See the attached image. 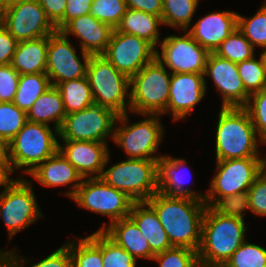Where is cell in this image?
Here are the masks:
<instances>
[{
  "label": "cell",
  "instance_id": "cell-47",
  "mask_svg": "<svg viewBox=\"0 0 266 267\" xmlns=\"http://www.w3.org/2000/svg\"><path fill=\"white\" fill-rule=\"evenodd\" d=\"M18 41L0 23V65L11 64Z\"/></svg>",
  "mask_w": 266,
  "mask_h": 267
},
{
  "label": "cell",
  "instance_id": "cell-30",
  "mask_svg": "<svg viewBox=\"0 0 266 267\" xmlns=\"http://www.w3.org/2000/svg\"><path fill=\"white\" fill-rule=\"evenodd\" d=\"M56 88L63 98L66 114L83 110L94 101L87 76L59 83Z\"/></svg>",
  "mask_w": 266,
  "mask_h": 267
},
{
  "label": "cell",
  "instance_id": "cell-33",
  "mask_svg": "<svg viewBox=\"0 0 266 267\" xmlns=\"http://www.w3.org/2000/svg\"><path fill=\"white\" fill-rule=\"evenodd\" d=\"M255 48L245 38L242 32L236 28L220 46L215 50V54L221 58L228 59L236 64L249 60L255 56Z\"/></svg>",
  "mask_w": 266,
  "mask_h": 267
},
{
  "label": "cell",
  "instance_id": "cell-21",
  "mask_svg": "<svg viewBox=\"0 0 266 267\" xmlns=\"http://www.w3.org/2000/svg\"><path fill=\"white\" fill-rule=\"evenodd\" d=\"M113 28L90 13L70 20L60 31L68 36L72 34L80 38V50L91 55H102L113 32Z\"/></svg>",
  "mask_w": 266,
  "mask_h": 267
},
{
  "label": "cell",
  "instance_id": "cell-48",
  "mask_svg": "<svg viewBox=\"0 0 266 267\" xmlns=\"http://www.w3.org/2000/svg\"><path fill=\"white\" fill-rule=\"evenodd\" d=\"M38 2L54 26L63 18L67 0H38Z\"/></svg>",
  "mask_w": 266,
  "mask_h": 267
},
{
  "label": "cell",
  "instance_id": "cell-13",
  "mask_svg": "<svg viewBox=\"0 0 266 267\" xmlns=\"http://www.w3.org/2000/svg\"><path fill=\"white\" fill-rule=\"evenodd\" d=\"M75 47L61 31H55L48 36L46 74L52 86L59 83L76 80L87 76V67L91 54L82 53V61L77 57Z\"/></svg>",
  "mask_w": 266,
  "mask_h": 267
},
{
  "label": "cell",
  "instance_id": "cell-6",
  "mask_svg": "<svg viewBox=\"0 0 266 267\" xmlns=\"http://www.w3.org/2000/svg\"><path fill=\"white\" fill-rule=\"evenodd\" d=\"M159 161L127 158L103 170L100 179L135 202L147 201L158 192Z\"/></svg>",
  "mask_w": 266,
  "mask_h": 267
},
{
  "label": "cell",
  "instance_id": "cell-52",
  "mask_svg": "<svg viewBox=\"0 0 266 267\" xmlns=\"http://www.w3.org/2000/svg\"><path fill=\"white\" fill-rule=\"evenodd\" d=\"M7 9L8 7L6 5L5 0H0V23H2Z\"/></svg>",
  "mask_w": 266,
  "mask_h": 267
},
{
  "label": "cell",
  "instance_id": "cell-3",
  "mask_svg": "<svg viewBox=\"0 0 266 267\" xmlns=\"http://www.w3.org/2000/svg\"><path fill=\"white\" fill-rule=\"evenodd\" d=\"M216 127V161L241 158H262L260 138L244 107H221Z\"/></svg>",
  "mask_w": 266,
  "mask_h": 267
},
{
  "label": "cell",
  "instance_id": "cell-19",
  "mask_svg": "<svg viewBox=\"0 0 266 267\" xmlns=\"http://www.w3.org/2000/svg\"><path fill=\"white\" fill-rule=\"evenodd\" d=\"M60 153L73 165L82 178H100L110 159L107 143L98 141L62 140ZM93 175V176H91Z\"/></svg>",
  "mask_w": 266,
  "mask_h": 267
},
{
  "label": "cell",
  "instance_id": "cell-15",
  "mask_svg": "<svg viewBox=\"0 0 266 267\" xmlns=\"http://www.w3.org/2000/svg\"><path fill=\"white\" fill-rule=\"evenodd\" d=\"M156 54L145 39L113 30L110 42L102 54L119 72L129 78L150 63Z\"/></svg>",
  "mask_w": 266,
  "mask_h": 267
},
{
  "label": "cell",
  "instance_id": "cell-25",
  "mask_svg": "<svg viewBox=\"0 0 266 267\" xmlns=\"http://www.w3.org/2000/svg\"><path fill=\"white\" fill-rule=\"evenodd\" d=\"M185 166H187V162L183 158L163 156L159 161L158 191L168 196H186L205 201L206 194L201 195V193L185 187L186 178L184 179L183 174L180 173L183 168L188 171Z\"/></svg>",
  "mask_w": 266,
  "mask_h": 267
},
{
  "label": "cell",
  "instance_id": "cell-22",
  "mask_svg": "<svg viewBox=\"0 0 266 267\" xmlns=\"http://www.w3.org/2000/svg\"><path fill=\"white\" fill-rule=\"evenodd\" d=\"M31 175L41 185L47 187L71 185L72 190L66 195L72 198L82 183V176L76 168L58 150L50 158L41 163Z\"/></svg>",
  "mask_w": 266,
  "mask_h": 267
},
{
  "label": "cell",
  "instance_id": "cell-39",
  "mask_svg": "<svg viewBox=\"0 0 266 267\" xmlns=\"http://www.w3.org/2000/svg\"><path fill=\"white\" fill-rule=\"evenodd\" d=\"M127 9L125 0H93L90 14L116 29Z\"/></svg>",
  "mask_w": 266,
  "mask_h": 267
},
{
  "label": "cell",
  "instance_id": "cell-31",
  "mask_svg": "<svg viewBox=\"0 0 266 267\" xmlns=\"http://www.w3.org/2000/svg\"><path fill=\"white\" fill-rule=\"evenodd\" d=\"M50 86L46 73L20 75L13 103L27 113L37 98Z\"/></svg>",
  "mask_w": 266,
  "mask_h": 267
},
{
  "label": "cell",
  "instance_id": "cell-53",
  "mask_svg": "<svg viewBox=\"0 0 266 267\" xmlns=\"http://www.w3.org/2000/svg\"><path fill=\"white\" fill-rule=\"evenodd\" d=\"M25 1H28V0H5L6 5H7L8 8L13 6V5L25 2Z\"/></svg>",
  "mask_w": 266,
  "mask_h": 267
},
{
  "label": "cell",
  "instance_id": "cell-29",
  "mask_svg": "<svg viewBox=\"0 0 266 267\" xmlns=\"http://www.w3.org/2000/svg\"><path fill=\"white\" fill-rule=\"evenodd\" d=\"M71 253L73 267H103L102 230L85 238L65 243Z\"/></svg>",
  "mask_w": 266,
  "mask_h": 267
},
{
  "label": "cell",
  "instance_id": "cell-36",
  "mask_svg": "<svg viewBox=\"0 0 266 267\" xmlns=\"http://www.w3.org/2000/svg\"><path fill=\"white\" fill-rule=\"evenodd\" d=\"M27 122V113L13 102H0V135L10 142Z\"/></svg>",
  "mask_w": 266,
  "mask_h": 267
},
{
  "label": "cell",
  "instance_id": "cell-42",
  "mask_svg": "<svg viewBox=\"0 0 266 267\" xmlns=\"http://www.w3.org/2000/svg\"><path fill=\"white\" fill-rule=\"evenodd\" d=\"M244 108L260 138V144H266V89L251 94Z\"/></svg>",
  "mask_w": 266,
  "mask_h": 267
},
{
  "label": "cell",
  "instance_id": "cell-20",
  "mask_svg": "<svg viewBox=\"0 0 266 267\" xmlns=\"http://www.w3.org/2000/svg\"><path fill=\"white\" fill-rule=\"evenodd\" d=\"M237 27L238 13L222 11L203 16L187 31L200 46L215 52Z\"/></svg>",
  "mask_w": 266,
  "mask_h": 267
},
{
  "label": "cell",
  "instance_id": "cell-37",
  "mask_svg": "<svg viewBox=\"0 0 266 267\" xmlns=\"http://www.w3.org/2000/svg\"><path fill=\"white\" fill-rule=\"evenodd\" d=\"M15 249L10 251H4L1 256L12 266V267H23L27 264L25 259L20 258L15 253ZM31 267H73L72 258L69 248L66 244L62 245L60 248L56 249L46 258L40 260L38 263L32 265Z\"/></svg>",
  "mask_w": 266,
  "mask_h": 267
},
{
  "label": "cell",
  "instance_id": "cell-49",
  "mask_svg": "<svg viewBox=\"0 0 266 267\" xmlns=\"http://www.w3.org/2000/svg\"><path fill=\"white\" fill-rule=\"evenodd\" d=\"M127 8L162 16L163 0H125Z\"/></svg>",
  "mask_w": 266,
  "mask_h": 267
},
{
  "label": "cell",
  "instance_id": "cell-55",
  "mask_svg": "<svg viewBox=\"0 0 266 267\" xmlns=\"http://www.w3.org/2000/svg\"><path fill=\"white\" fill-rule=\"evenodd\" d=\"M261 56H262L264 65L266 66V48L264 50H262Z\"/></svg>",
  "mask_w": 266,
  "mask_h": 267
},
{
  "label": "cell",
  "instance_id": "cell-14",
  "mask_svg": "<svg viewBox=\"0 0 266 267\" xmlns=\"http://www.w3.org/2000/svg\"><path fill=\"white\" fill-rule=\"evenodd\" d=\"M159 45L161 53L156 49L155 57L172 73L204 74L210 52L200 46L188 32L183 36L164 37Z\"/></svg>",
  "mask_w": 266,
  "mask_h": 267
},
{
  "label": "cell",
  "instance_id": "cell-46",
  "mask_svg": "<svg viewBox=\"0 0 266 267\" xmlns=\"http://www.w3.org/2000/svg\"><path fill=\"white\" fill-rule=\"evenodd\" d=\"M93 0H67L63 18L55 25L60 31L70 20L89 14Z\"/></svg>",
  "mask_w": 266,
  "mask_h": 267
},
{
  "label": "cell",
  "instance_id": "cell-40",
  "mask_svg": "<svg viewBox=\"0 0 266 267\" xmlns=\"http://www.w3.org/2000/svg\"><path fill=\"white\" fill-rule=\"evenodd\" d=\"M152 260L159 262V267H200L197 251L186 247H172L155 254Z\"/></svg>",
  "mask_w": 266,
  "mask_h": 267
},
{
  "label": "cell",
  "instance_id": "cell-43",
  "mask_svg": "<svg viewBox=\"0 0 266 267\" xmlns=\"http://www.w3.org/2000/svg\"><path fill=\"white\" fill-rule=\"evenodd\" d=\"M248 191L220 197L211 207L224 216L244 219L243 212L250 210Z\"/></svg>",
  "mask_w": 266,
  "mask_h": 267
},
{
  "label": "cell",
  "instance_id": "cell-17",
  "mask_svg": "<svg viewBox=\"0 0 266 267\" xmlns=\"http://www.w3.org/2000/svg\"><path fill=\"white\" fill-rule=\"evenodd\" d=\"M204 76L212 78L222 95V107H244L249 99L239 76L237 64L210 52Z\"/></svg>",
  "mask_w": 266,
  "mask_h": 267
},
{
  "label": "cell",
  "instance_id": "cell-23",
  "mask_svg": "<svg viewBox=\"0 0 266 267\" xmlns=\"http://www.w3.org/2000/svg\"><path fill=\"white\" fill-rule=\"evenodd\" d=\"M107 227L103 225L98 230H103L113 241L124 248L136 260L138 258L152 260L155 254L151 251L148 241L143 234H141L136 223L129 216L114 221L108 224Z\"/></svg>",
  "mask_w": 266,
  "mask_h": 267
},
{
  "label": "cell",
  "instance_id": "cell-27",
  "mask_svg": "<svg viewBox=\"0 0 266 267\" xmlns=\"http://www.w3.org/2000/svg\"><path fill=\"white\" fill-rule=\"evenodd\" d=\"M66 115L60 91L51 85L33 103L27 112V121L48 126L53 122L54 132H58Z\"/></svg>",
  "mask_w": 266,
  "mask_h": 267
},
{
  "label": "cell",
  "instance_id": "cell-7",
  "mask_svg": "<svg viewBox=\"0 0 266 267\" xmlns=\"http://www.w3.org/2000/svg\"><path fill=\"white\" fill-rule=\"evenodd\" d=\"M87 78L94 102L118 115L127 113L128 109L130 111V78L119 72L103 55L91 56Z\"/></svg>",
  "mask_w": 266,
  "mask_h": 267
},
{
  "label": "cell",
  "instance_id": "cell-32",
  "mask_svg": "<svg viewBox=\"0 0 266 267\" xmlns=\"http://www.w3.org/2000/svg\"><path fill=\"white\" fill-rule=\"evenodd\" d=\"M198 0H163L162 22L173 28L188 30L196 8Z\"/></svg>",
  "mask_w": 266,
  "mask_h": 267
},
{
  "label": "cell",
  "instance_id": "cell-12",
  "mask_svg": "<svg viewBox=\"0 0 266 267\" xmlns=\"http://www.w3.org/2000/svg\"><path fill=\"white\" fill-rule=\"evenodd\" d=\"M71 199L80 207L108 216L110 224L128 217L135 202L100 178H84Z\"/></svg>",
  "mask_w": 266,
  "mask_h": 267
},
{
  "label": "cell",
  "instance_id": "cell-35",
  "mask_svg": "<svg viewBox=\"0 0 266 267\" xmlns=\"http://www.w3.org/2000/svg\"><path fill=\"white\" fill-rule=\"evenodd\" d=\"M245 38L253 45L266 48V2L253 17L238 14V27Z\"/></svg>",
  "mask_w": 266,
  "mask_h": 267
},
{
  "label": "cell",
  "instance_id": "cell-24",
  "mask_svg": "<svg viewBox=\"0 0 266 267\" xmlns=\"http://www.w3.org/2000/svg\"><path fill=\"white\" fill-rule=\"evenodd\" d=\"M129 217L136 223L154 254L173 247L155 210L146 201L134 202Z\"/></svg>",
  "mask_w": 266,
  "mask_h": 267
},
{
  "label": "cell",
  "instance_id": "cell-10",
  "mask_svg": "<svg viewBox=\"0 0 266 267\" xmlns=\"http://www.w3.org/2000/svg\"><path fill=\"white\" fill-rule=\"evenodd\" d=\"M118 114L101 103L92 102L87 108L65 116L58 130L61 140L98 141L114 137Z\"/></svg>",
  "mask_w": 266,
  "mask_h": 267
},
{
  "label": "cell",
  "instance_id": "cell-51",
  "mask_svg": "<svg viewBox=\"0 0 266 267\" xmlns=\"http://www.w3.org/2000/svg\"><path fill=\"white\" fill-rule=\"evenodd\" d=\"M10 174L7 170V167L0 161V187L10 179Z\"/></svg>",
  "mask_w": 266,
  "mask_h": 267
},
{
  "label": "cell",
  "instance_id": "cell-2",
  "mask_svg": "<svg viewBox=\"0 0 266 267\" xmlns=\"http://www.w3.org/2000/svg\"><path fill=\"white\" fill-rule=\"evenodd\" d=\"M246 229L244 219L224 216L207 206L197 251L200 267H223L246 240Z\"/></svg>",
  "mask_w": 266,
  "mask_h": 267
},
{
  "label": "cell",
  "instance_id": "cell-45",
  "mask_svg": "<svg viewBox=\"0 0 266 267\" xmlns=\"http://www.w3.org/2000/svg\"><path fill=\"white\" fill-rule=\"evenodd\" d=\"M19 77V73L11 64L0 65V102H13Z\"/></svg>",
  "mask_w": 266,
  "mask_h": 267
},
{
  "label": "cell",
  "instance_id": "cell-44",
  "mask_svg": "<svg viewBox=\"0 0 266 267\" xmlns=\"http://www.w3.org/2000/svg\"><path fill=\"white\" fill-rule=\"evenodd\" d=\"M248 195L250 211L262 217L266 216V167L254 180Z\"/></svg>",
  "mask_w": 266,
  "mask_h": 267
},
{
  "label": "cell",
  "instance_id": "cell-34",
  "mask_svg": "<svg viewBox=\"0 0 266 267\" xmlns=\"http://www.w3.org/2000/svg\"><path fill=\"white\" fill-rule=\"evenodd\" d=\"M255 57L237 64L239 76L249 95L266 89V66L261 55L259 59Z\"/></svg>",
  "mask_w": 266,
  "mask_h": 267
},
{
  "label": "cell",
  "instance_id": "cell-50",
  "mask_svg": "<svg viewBox=\"0 0 266 267\" xmlns=\"http://www.w3.org/2000/svg\"><path fill=\"white\" fill-rule=\"evenodd\" d=\"M9 142L0 135V161L8 167Z\"/></svg>",
  "mask_w": 266,
  "mask_h": 267
},
{
  "label": "cell",
  "instance_id": "cell-41",
  "mask_svg": "<svg viewBox=\"0 0 266 267\" xmlns=\"http://www.w3.org/2000/svg\"><path fill=\"white\" fill-rule=\"evenodd\" d=\"M103 267H136V259L102 230Z\"/></svg>",
  "mask_w": 266,
  "mask_h": 267
},
{
  "label": "cell",
  "instance_id": "cell-8",
  "mask_svg": "<svg viewBox=\"0 0 266 267\" xmlns=\"http://www.w3.org/2000/svg\"><path fill=\"white\" fill-rule=\"evenodd\" d=\"M145 119L128 125V113L118 115L114 128V142L123 149L127 157L133 159L161 160L163 155L154 156L159 148L164 129L160 115H143ZM147 117V118H146Z\"/></svg>",
  "mask_w": 266,
  "mask_h": 267
},
{
  "label": "cell",
  "instance_id": "cell-54",
  "mask_svg": "<svg viewBox=\"0 0 266 267\" xmlns=\"http://www.w3.org/2000/svg\"><path fill=\"white\" fill-rule=\"evenodd\" d=\"M0 267H12V266L0 255Z\"/></svg>",
  "mask_w": 266,
  "mask_h": 267
},
{
  "label": "cell",
  "instance_id": "cell-9",
  "mask_svg": "<svg viewBox=\"0 0 266 267\" xmlns=\"http://www.w3.org/2000/svg\"><path fill=\"white\" fill-rule=\"evenodd\" d=\"M31 183L22 177L10 178L0 192V217L7 227L10 239L43 217Z\"/></svg>",
  "mask_w": 266,
  "mask_h": 267
},
{
  "label": "cell",
  "instance_id": "cell-5",
  "mask_svg": "<svg viewBox=\"0 0 266 267\" xmlns=\"http://www.w3.org/2000/svg\"><path fill=\"white\" fill-rule=\"evenodd\" d=\"M171 73L155 57L130 78V111L162 115L169 101Z\"/></svg>",
  "mask_w": 266,
  "mask_h": 267
},
{
  "label": "cell",
  "instance_id": "cell-18",
  "mask_svg": "<svg viewBox=\"0 0 266 267\" xmlns=\"http://www.w3.org/2000/svg\"><path fill=\"white\" fill-rule=\"evenodd\" d=\"M206 89L204 74L171 73L169 101L164 114L171 112L174 121L183 119L203 99Z\"/></svg>",
  "mask_w": 266,
  "mask_h": 267
},
{
  "label": "cell",
  "instance_id": "cell-38",
  "mask_svg": "<svg viewBox=\"0 0 266 267\" xmlns=\"http://www.w3.org/2000/svg\"><path fill=\"white\" fill-rule=\"evenodd\" d=\"M223 267H266V249L245 240Z\"/></svg>",
  "mask_w": 266,
  "mask_h": 267
},
{
  "label": "cell",
  "instance_id": "cell-28",
  "mask_svg": "<svg viewBox=\"0 0 266 267\" xmlns=\"http://www.w3.org/2000/svg\"><path fill=\"white\" fill-rule=\"evenodd\" d=\"M160 24L163 25L161 17L128 8L116 30L145 39L155 48L159 45Z\"/></svg>",
  "mask_w": 266,
  "mask_h": 267
},
{
  "label": "cell",
  "instance_id": "cell-4",
  "mask_svg": "<svg viewBox=\"0 0 266 267\" xmlns=\"http://www.w3.org/2000/svg\"><path fill=\"white\" fill-rule=\"evenodd\" d=\"M56 135H59L58 132L54 134L48 125L27 121L9 142V174L20 168H24V173L30 174L54 155L59 150L60 142Z\"/></svg>",
  "mask_w": 266,
  "mask_h": 267
},
{
  "label": "cell",
  "instance_id": "cell-1",
  "mask_svg": "<svg viewBox=\"0 0 266 267\" xmlns=\"http://www.w3.org/2000/svg\"><path fill=\"white\" fill-rule=\"evenodd\" d=\"M146 202L155 210L173 247L198 251L207 207L205 201L186 196H168L158 191Z\"/></svg>",
  "mask_w": 266,
  "mask_h": 267
},
{
  "label": "cell",
  "instance_id": "cell-26",
  "mask_svg": "<svg viewBox=\"0 0 266 267\" xmlns=\"http://www.w3.org/2000/svg\"><path fill=\"white\" fill-rule=\"evenodd\" d=\"M47 51L48 36L19 41L11 65L19 75L45 73Z\"/></svg>",
  "mask_w": 266,
  "mask_h": 267
},
{
  "label": "cell",
  "instance_id": "cell-11",
  "mask_svg": "<svg viewBox=\"0 0 266 267\" xmlns=\"http://www.w3.org/2000/svg\"><path fill=\"white\" fill-rule=\"evenodd\" d=\"M266 167V158H241L216 161V174L206 193L205 203L212 206L220 197L248 191Z\"/></svg>",
  "mask_w": 266,
  "mask_h": 267
},
{
  "label": "cell",
  "instance_id": "cell-16",
  "mask_svg": "<svg viewBox=\"0 0 266 267\" xmlns=\"http://www.w3.org/2000/svg\"><path fill=\"white\" fill-rule=\"evenodd\" d=\"M1 24L18 42L49 36L56 31L38 0L9 7Z\"/></svg>",
  "mask_w": 266,
  "mask_h": 267
}]
</instances>
